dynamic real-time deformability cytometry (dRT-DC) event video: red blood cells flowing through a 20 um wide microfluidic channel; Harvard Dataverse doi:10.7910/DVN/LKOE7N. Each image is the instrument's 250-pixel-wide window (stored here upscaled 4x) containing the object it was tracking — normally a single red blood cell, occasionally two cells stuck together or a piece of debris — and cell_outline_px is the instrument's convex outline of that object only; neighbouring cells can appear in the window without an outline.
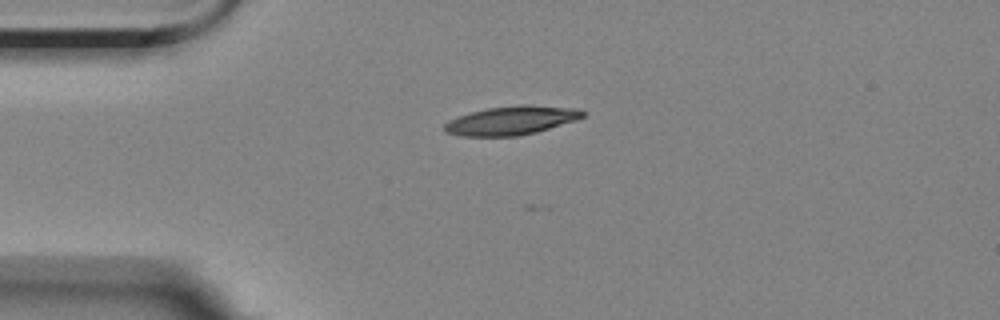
{"species": "Egyptian fruit bat (a non-hibernating species)", "species_latin": "Rousettus aegyptiacus", "temperature_condition": "room temperature", "stored_images_in_passage": 2, "camera_frame_rate_fps": 3000, "um_per_image_px": 0.085, "animal": {"sex": "female"}, "frame": {"image": 1, "passage_image": 1, "time_ms": 0.0, "image_size_px": [1000, 320], "cell_outline_px": [[584, 116], [576, 120], [536, 132], [520, 136], [460, 136], [444, 132], [444, 124], [448, 120], [472, 112], [488, 108], [520, 104], [528, 104], [576, 108], [584, 112]], "centroid_in_image_um": [43.46, 10.24], "position_along_channel_um": 41.5, "area_um2": 23.18}}